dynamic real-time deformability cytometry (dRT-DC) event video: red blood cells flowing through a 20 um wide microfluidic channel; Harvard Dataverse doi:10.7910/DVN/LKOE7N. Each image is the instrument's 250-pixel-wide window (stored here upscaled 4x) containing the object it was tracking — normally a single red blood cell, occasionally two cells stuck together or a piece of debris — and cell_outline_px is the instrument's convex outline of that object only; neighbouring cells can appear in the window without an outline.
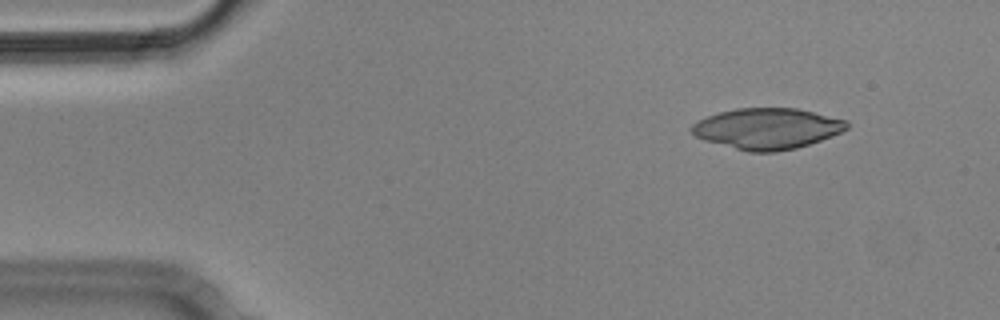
{"species": "Egyptian fruit bat (a non-hibernating species)", "species_latin": "Rousettus aegyptiacus", "temperature_condition": "cold", "stored_images_in_passage": 4, "camera_frame_rate_fps": 3000, "um_per_image_px": 0.085, "animal": {"sex": "male"}, "frame": {"image": 1, "passage_image": 1, "time_ms": 0.0, "image_size_px": [1000, 320], "cell_outline_px": [[848, 128], [832, 136], [796, 148], [776, 152], [748, 152], [704, 140], [696, 136], [688, 128], [692, 124], [708, 116], [720, 112], [736, 108], [796, 108], [848, 120]], "centroid_in_image_um": [65.21, 10.93], "position_along_channel_um": 19.8, "area_um2": 36.88}}